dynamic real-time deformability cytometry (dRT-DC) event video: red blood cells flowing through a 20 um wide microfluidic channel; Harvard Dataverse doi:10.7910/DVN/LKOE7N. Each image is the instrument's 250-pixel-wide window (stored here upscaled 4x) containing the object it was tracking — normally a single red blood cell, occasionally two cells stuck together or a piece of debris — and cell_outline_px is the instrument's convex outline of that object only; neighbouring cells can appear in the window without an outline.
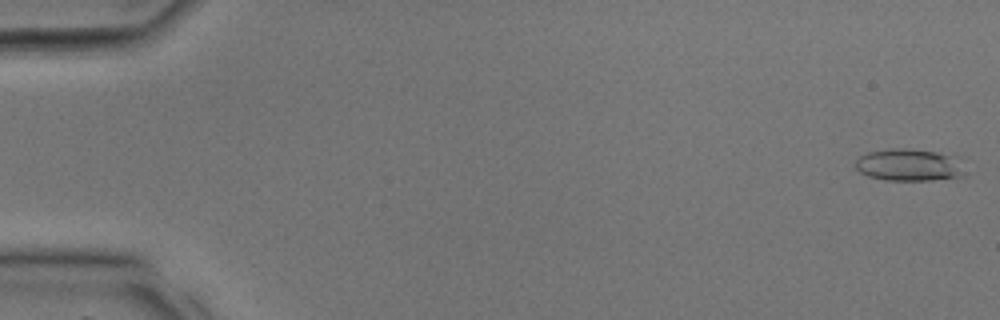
{"species": "common noctule bat (a hibernating species)", "species_latin": "Nyctalus noctula", "temperature_condition": "room temperature", "stored_images_in_passage": 33, "camera_frame_rate_fps": 3000, "um_per_image_px": 0.085, "animal": {"sex": "male", "body_mass_g": 17.9, "forearm_length_mm": 54.2}, "frame": {"image": 1, "passage_image": 1, "time_ms": 0.0, "image_size_px": [1000, 320], "cell_outline_px": [[960, 176], [928, 180], [884, 180], [868, 176], [860, 172], [856, 168], [856, 160], [860, 156], [868, 152], [892, 148], [904, 148], [936, 152], [956, 156]], "centroid_in_image_um": [77.14, 14.01], "position_along_channel_um": 7.9, "area_um2": 19.88}}
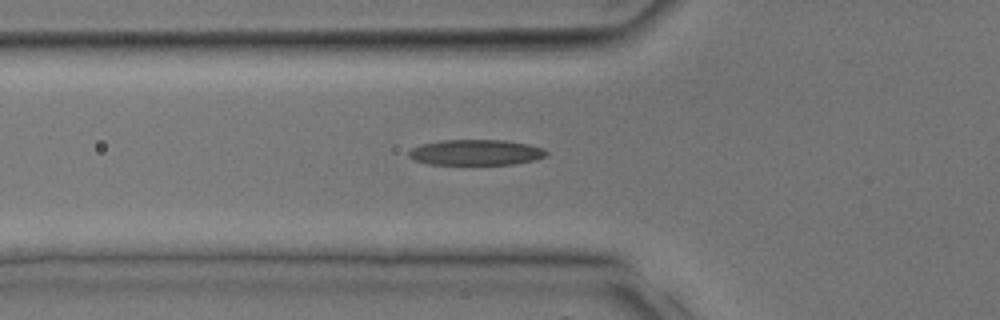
{"frame": {"image": 2, "passage_image": 12, "time_ms": 3.667, "image_size_px": [1000, 320], "cell_outline_px": [[548, 156], [532, 160], [512, 164], [428, 164], [416, 160], [408, 156], [408, 152], [412, 148], [424, 144], [440, 140], [504, 140], [528, 144], [544, 148], [548, 152]], "centroid_in_image_um": [40.48, 12.95], "position_along_channel_um": 85.3, "area_um2": 20.4}}
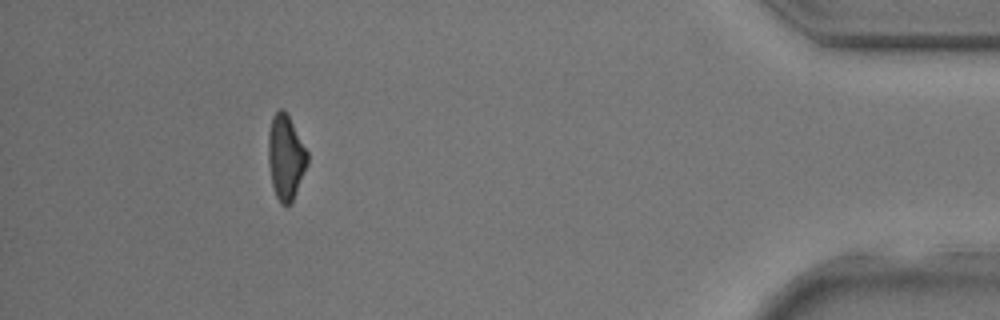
{"frame": {"image": 3, "passage_image": 30, "time_ms": 9.667, "image_size_px": [1000, 320], "cell_outline_px": [[308, 164], [292, 204], [280, 204], [276, 196], [272, 184], [268, 164], [268, 132], [272, 116], [280, 108], [284, 108], [308, 152]], "centroid_in_image_um": [24.28, 13.37], "position_along_channel_um": 410.9, "area_um2": 19.54}}